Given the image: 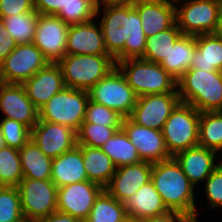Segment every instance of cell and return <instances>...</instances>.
Returning <instances> with one entry per match:
<instances>
[{"label": "cell", "mask_w": 222, "mask_h": 222, "mask_svg": "<svg viewBox=\"0 0 222 222\" xmlns=\"http://www.w3.org/2000/svg\"><path fill=\"white\" fill-rule=\"evenodd\" d=\"M102 8L104 10H102ZM97 7L96 15L103 11L99 21L108 54L115 63L131 58H142L146 48V35L137 9L131 5Z\"/></svg>", "instance_id": "cell-1"}, {"label": "cell", "mask_w": 222, "mask_h": 222, "mask_svg": "<svg viewBox=\"0 0 222 222\" xmlns=\"http://www.w3.org/2000/svg\"><path fill=\"white\" fill-rule=\"evenodd\" d=\"M151 181L169 210L197 221L195 187L174 157L152 164Z\"/></svg>", "instance_id": "cell-2"}, {"label": "cell", "mask_w": 222, "mask_h": 222, "mask_svg": "<svg viewBox=\"0 0 222 222\" xmlns=\"http://www.w3.org/2000/svg\"><path fill=\"white\" fill-rule=\"evenodd\" d=\"M181 102L199 112L222 111V72L190 68L177 81Z\"/></svg>", "instance_id": "cell-3"}, {"label": "cell", "mask_w": 222, "mask_h": 222, "mask_svg": "<svg viewBox=\"0 0 222 222\" xmlns=\"http://www.w3.org/2000/svg\"><path fill=\"white\" fill-rule=\"evenodd\" d=\"M137 97L178 92L177 81L160 66L142 58L116 63Z\"/></svg>", "instance_id": "cell-4"}, {"label": "cell", "mask_w": 222, "mask_h": 222, "mask_svg": "<svg viewBox=\"0 0 222 222\" xmlns=\"http://www.w3.org/2000/svg\"><path fill=\"white\" fill-rule=\"evenodd\" d=\"M68 88L89 91L116 67L110 55H69L58 63Z\"/></svg>", "instance_id": "cell-5"}, {"label": "cell", "mask_w": 222, "mask_h": 222, "mask_svg": "<svg viewBox=\"0 0 222 222\" xmlns=\"http://www.w3.org/2000/svg\"><path fill=\"white\" fill-rule=\"evenodd\" d=\"M200 112L180 102L166 120L161 132L171 157L198 145Z\"/></svg>", "instance_id": "cell-6"}, {"label": "cell", "mask_w": 222, "mask_h": 222, "mask_svg": "<svg viewBox=\"0 0 222 222\" xmlns=\"http://www.w3.org/2000/svg\"><path fill=\"white\" fill-rule=\"evenodd\" d=\"M88 91L65 87L39 109V119L66 125L76 132L84 121Z\"/></svg>", "instance_id": "cell-7"}, {"label": "cell", "mask_w": 222, "mask_h": 222, "mask_svg": "<svg viewBox=\"0 0 222 222\" xmlns=\"http://www.w3.org/2000/svg\"><path fill=\"white\" fill-rule=\"evenodd\" d=\"M220 4L221 0H186L175 5L177 27L189 36L218 33Z\"/></svg>", "instance_id": "cell-8"}, {"label": "cell", "mask_w": 222, "mask_h": 222, "mask_svg": "<svg viewBox=\"0 0 222 222\" xmlns=\"http://www.w3.org/2000/svg\"><path fill=\"white\" fill-rule=\"evenodd\" d=\"M89 100L129 117L136 104L137 96L123 73L116 66L99 80L89 91Z\"/></svg>", "instance_id": "cell-9"}, {"label": "cell", "mask_w": 222, "mask_h": 222, "mask_svg": "<svg viewBox=\"0 0 222 222\" xmlns=\"http://www.w3.org/2000/svg\"><path fill=\"white\" fill-rule=\"evenodd\" d=\"M17 188L26 222H36L57 211L58 188L50 179L23 178Z\"/></svg>", "instance_id": "cell-10"}, {"label": "cell", "mask_w": 222, "mask_h": 222, "mask_svg": "<svg viewBox=\"0 0 222 222\" xmlns=\"http://www.w3.org/2000/svg\"><path fill=\"white\" fill-rule=\"evenodd\" d=\"M48 64L49 61L34 43L18 44L0 64V80L22 84Z\"/></svg>", "instance_id": "cell-11"}, {"label": "cell", "mask_w": 222, "mask_h": 222, "mask_svg": "<svg viewBox=\"0 0 222 222\" xmlns=\"http://www.w3.org/2000/svg\"><path fill=\"white\" fill-rule=\"evenodd\" d=\"M69 26L56 15H38L33 43L49 63H58L66 55Z\"/></svg>", "instance_id": "cell-12"}, {"label": "cell", "mask_w": 222, "mask_h": 222, "mask_svg": "<svg viewBox=\"0 0 222 222\" xmlns=\"http://www.w3.org/2000/svg\"><path fill=\"white\" fill-rule=\"evenodd\" d=\"M180 102L178 92L140 96L129 118L140 126L161 131Z\"/></svg>", "instance_id": "cell-13"}, {"label": "cell", "mask_w": 222, "mask_h": 222, "mask_svg": "<svg viewBox=\"0 0 222 222\" xmlns=\"http://www.w3.org/2000/svg\"><path fill=\"white\" fill-rule=\"evenodd\" d=\"M103 190L100 185L89 180L60 187L58 188L57 211L84 222L95 199Z\"/></svg>", "instance_id": "cell-14"}, {"label": "cell", "mask_w": 222, "mask_h": 222, "mask_svg": "<svg viewBox=\"0 0 222 222\" xmlns=\"http://www.w3.org/2000/svg\"><path fill=\"white\" fill-rule=\"evenodd\" d=\"M31 139L48 157L54 159L77 145V133L66 125L38 119L31 129Z\"/></svg>", "instance_id": "cell-15"}, {"label": "cell", "mask_w": 222, "mask_h": 222, "mask_svg": "<svg viewBox=\"0 0 222 222\" xmlns=\"http://www.w3.org/2000/svg\"><path fill=\"white\" fill-rule=\"evenodd\" d=\"M121 128L136 147L142 161L153 164L171 158L161 131L140 126L129 117L123 118Z\"/></svg>", "instance_id": "cell-16"}, {"label": "cell", "mask_w": 222, "mask_h": 222, "mask_svg": "<svg viewBox=\"0 0 222 222\" xmlns=\"http://www.w3.org/2000/svg\"><path fill=\"white\" fill-rule=\"evenodd\" d=\"M0 110L5 114L3 118L21 122L30 129L39 119V110L27 97L22 84H1Z\"/></svg>", "instance_id": "cell-17"}, {"label": "cell", "mask_w": 222, "mask_h": 222, "mask_svg": "<svg viewBox=\"0 0 222 222\" xmlns=\"http://www.w3.org/2000/svg\"><path fill=\"white\" fill-rule=\"evenodd\" d=\"M151 173L152 163L146 161L119 167L104 190L124 203L140 187L151 180Z\"/></svg>", "instance_id": "cell-18"}, {"label": "cell", "mask_w": 222, "mask_h": 222, "mask_svg": "<svg viewBox=\"0 0 222 222\" xmlns=\"http://www.w3.org/2000/svg\"><path fill=\"white\" fill-rule=\"evenodd\" d=\"M27 97L39 110L49 99L63 90L64 83L61 69L57 63H49L31 78L22 83Z\"/></svg>", "instance_id": "cell-19"}, {"label": "cell", "mask_w": 222, "mask_h": 222, "mask_svg": "<svg viewBox=\"0 0 222 222\" xmlns=\"http://www.w3.org/2000/svg\"><path fill=\"white\" fill-rule=\"evenodd\" d=\"M95 19L69 26L66 54L109 55L103 38L102 28Z\"/></svg>", "instance_id": "cell-20"}, {"label": "cell", "mask_w": 222, "mask_h": 222, "mask_svg": "<svg viewBox=\"0 0 222 222\" xmlns=\"http://www.w3.org/2000/svg\"><path fill=\"white\" fill-rule=\"evenodd\" d=\"M133 6L138 11L146 37L169 29L176 23L175 4L171 2L162 0H136Z\"/></svg>", "instance_id": "cell-21"}, {"label": "cell", "mask_w": 222, "mask_h": 222, "mask_svg": "<svg viewBox=\"0 0 222 222\" xmlns=\"http://www.w3.org/2000/svg\"><path fill=\"white\" fill-rule=\"evenodd\" d=\"M219 154L212 149L197 145L179 152L174 156L182 171L196 188L197 183L205 181L220 164L216 160Z\"/></svg>", "instance_id": "cell-22"}, {"label": "cell", "mask_w": 222, "mask_h": 222, "mask_svg": "<svg viewBox=\"0 0 222 222\" xmlns=\"http://www.w3.org/2000/svg\"><path fill=\"white\" fill-rule=\"evenodd\" d=\"M50 180L57 188L88 180L80 145L52 160Z\"/></svg>", "instance_id": "cell-23"}, {"label": "cell", "mask_w": 222, "mask_h": 222, "mask_svg": "<svg viewBox=\"0 0 222 222\" xmlns=\"http://www.w3.org/2000/svg\"><path fill=\"white\" fill-rule=\"evenodd\" d=\"M124 207L127 217L137 220H143L170 211L151 180L131 195L124 202Z\"/></svg>", "instance_id": "cell-24"}, {"label": "cell", "mask_w": 222, "mask_h": 222, "mask_svg": "<svg viewBox=\"0 0 222 222\" xmlns=\"http://www.w3.org/2000/svg\"><path fill=\"white\" fill-rule=\"evenodd\" d=\"M191 68L222 72V34L196 36V50Z\"/></svg>", "instance_id": "cell-25"}, {"label": "cell", "mask_w": 222, "mask_h": 222, "mask_svg": "<svg viewBox=\"0 0 222 222\" xmlns=\"http://www.w3.org/2000/svg\"><path fill=\"white\" fill-rule=\"evenodd\" d=\"M195 50L196 36L182 34L161 61L160 66L178 81L191 68Z\"/></svg>", "instance_id": "cell-26"}, {"label": "cell", "mask_w": 222, "mask_h": 222, "mask_svg": "<svg viewBox=\"0 0 222 222\" xmlns=\"http://www.w3.org/2000/svg\"><path fill=\"white\" fill-rule=\"evenodd\" d=\"M80 149L82 150V158L88 180L100 185L104 189L117 167L101 148L80 146Z\"/></svg>", "instance_id": "cell-27"}, {"label": "cell", "mask_w": 222, "mask_h": 222, "mask_svg": "<svg viewBox=\"0 0 222 222\" xmlns=\"http://www.w3.org/2000/svg\"><path fill=\"white\" fill-rule=\"evenodd\" d=\"M19 153L24 178L36 180L51 178L53 159L46 156L32 139L19 149Z\"/></svg>", "instance_id": "cell-28"}, {"label": "cell", "mask_w": 222, "mask_h": 222, "mask_svg": "<svg viewBox=\"0 0 222 222\" xmlns=\"http://www.w3.org/2000/svg\"><path fill=\"white\" fill-rule=\"evenodd\" d=\"M117 168L141 162L136 147L121 128L100 147Z\"/></svg>", "instance_id": "cell-29"}, {"label": "cell", "mask_w": 222, "mask_h": 222, "mask_svg": "<svg viewBox=\"0 0 222 222\" xmlns=\"http://www.w3.org/2000/svg\"><path fill=\"white\" fill-rule=\"evenodd\" d=\"M198 145L222 153V111L200 112Z\"/></svg>", "instance_id": "cell-30"}, {"label": "cell", "mask_w": 222, "mask_h": 222, "mask_svg": "<svg viewBox=\"0 0 222 222\" xmlns=\"http://www.w3.org/2000/svg\"><path fill=\"white\" fill-rule=\"evenodd\" d=\"M126 218L124 203L103 190L84 222H123Z\"/></svg>", "instance_id": "cell-31"}, {"label": "cell", "mask_w": 222, "mask_h": 222, "mask_svg": "<svg viewBox=\"0 0 222 222\" xmlns=\"http://www.w3.org/2000/svg\"><path fill=\"white\" fill-rule=\"evenodd\" d=\"M181 35L182 32L175 23L171 28L147 37L146 48L142 59L160 64Z\"/></svg>", "instance_id": "cell-32"}, {"label": "cell", "mask_w": 222, "mask_h": 222, "mask_svg": "<svg viewBox=\"0 0 222 222\" xmlns=\"http://www.w3.org/2000/svg\"><path fill=\"white\" fill-rule=\"evenodd\" d=\"M38 15L39 13L34 10L3 18L5 28L17 44L33 43Z\"/></svg>", "instance_id": "cell-33"}, {"label": "cell", "mask_w": 222, "mask_h": 222, "mask_svg": "<svg viewBox=\"0 0 222 222\" xmlns=\"http://www.w3.org/2000/svg\"><path fill=\"white\" fill-rule=\"evenodd\" d=\"M23 178L19 150L8 146L0 149V186L17 187Z\"/></svg>", "instance_id": "cell-34"}, {"label": "cell", "mask_w": 222, "mask_h": 222, "mask_svg": "<svg viewBox=\"0 0 222 222\" xmlns=\"http://www.w3.org/2000/svg\"><path fill=\"white\" fill-rule=\"evenodd\" d=\"M95 0H67L56 14L68 25L85 23L93 20L97 15Z\"/></svg>", "instance_id": "cell-35"}, {"label": "cell", "mask_w": 222, "mask_h": 222, "mask_svg": "<svg viewBox=\"0 0 222 222\" xmlns=\"http://www.w3.org/2000/svg\"><path fill=\"white\" fill-rule=\"evenodd\" d=\"M121 126H104L93 123H82L77 133V144L100 148Z\"/></svg>", "instance_id": "cell-36"}, {"label": "cell", "mask_w": 222, "mask_h": 222, "mask_svg": "<svg viewBox=\"0 0 222 222\" xmlns=\"http://www.w3.org/2000/svg\"><path fill=\"white\" fill-rule=\"evenodd\" d=\"M0 222H26L17 187L0 186Z\"/></svg>", "instance_id": "cell-37"}, {"label": "cell", "mask_w": 222, "mask_h": 222, "mask_svg": "<svg viewBox=\"0 0 222 222\" xmlns=\"http://www.w3.org/2000/svg\"><path fill=\"white\" fill-rule=\"evenodd\" d=\"M0 128L8 147L19 150L31 139V129L21 122L2 118Z\"/></svg>", "instance_id": "cell-38"}, {"label": "cell", "mask_w": 222, "mask_h": 222, "mask_svg": "<svg viewBox=\"0 0 222 222\" xmlns=\"http://www.w3.org/2000/svg\"><path fill=\"white\" fill-rule=\"evenodd\" d=\"M123 116L106 106L88 101L83 123H93L104 126H122Z\"/></svg>", "instance_id": "cell-39"}, {"label": "cell", "mask_w": 222, "mask_h": 222, "mask_svg": "<svg viewBox=\"0 0 222 222\" xmlns=\"http://www.w3.org/2000/svg\"><path fill=\"white\" fill-rule=\"evenodd\" d=\"M205 192L210 208H222V164L220 163L205 180Z\"/></svg>", "instance_id": "cell-40"}, {"label": "cell", "mask_w": 222, "mask_h": 222, "mask_svg": "<svg viewBox=\"0 0 222 222\" xmlns=\"http://www.w3.org/2000/svg\"><path fill=\"white\" fill-rule=\"evenodd\" d=\"M33 0H0V18L34 11Z\"/></svg>", "instance_id": "cell-41"}, {"label": "cell", "mask_w": 222, "mask_h": 222, "mask_svg": "<svg viewBox=\"0 0 222 222\" xmlns=\"http://www.w3.org/2000/svg\"><path fill=\"white\" fill-rule=\"evenodd\" d=\"M17 45L16 41L5 28L4 20L0 18V64Z\"/></svg>", "instance_id": "cell-42"}, {"label": "cell", "mask_w": 222, "mask_h": 222, "mask_svg": "<svg viewBox=\"0 0 222 222\" xmlns=\"http://www.w3.org/2000/svg\"><path fill=\"white\" fill-rule=\"evenodd\" d=\"M67 0H33L34 9L39 14L56 15L62 7H65Z\"/></svg>", "instance_id": "cell-43"}, {"label": "cell", "mask_w": 222, "mask_h": 222, "mask_svg": "<svg viewBox=\"0 0 222 222\" xmlns=\"http://www.w3.org/2000/svg\"><path fill=\"white\" fill-rule=\"evenodd\" d=\"M191 220L178 211H168L164 214L140 220V222H190Z\"/></svg>", "instance_id": "cell-44"}, {"label": "cell", "mask_w": 222, "mask_h": 222, "mask_svg": "<svg viewBox=\"0 0 222 222\" xmlns=\"http://www.w3.org/2000/svg\"><path fill=\"white\" fill-rule=\"evenodd\" d=\"M36 222H81L79 219L59 211H55L50 215L43 217Z\"/></svg>", "instance_id": "cell-45"}, {"label": "cell", "mask_w": 222, "mask_h": 222, "mask_svg": "<svg viewBox=\"0 0 222 222\" xmlns=\"http://www.w3.org/2000/svg\"><path fill=\"white\" fill-rule=\"evenodd\" d=\"M136 0H95L97 7L117 6V5H131Z\"/></svg>", "instance_id": "cell-46"}, {"label": "cell", "mask_w": 222, "mask_h": 222, "mask_svg": "<svg viewBox=\"0 0 222 222\" xmlns=\"http://www.w3.org/2000/svg\"><path fill=\"white\" fill-rule=\"evenodd\" d=\"M218 33L222 34V0H221V4H220L219 32Z\"/></svg>", "instance_id": "cell-47"}, {"label": "cell", "mask_w": 222, "mask_h": 222, "mask_svg": "<svg viewBox=\"0 0 222 222\" xmlns=\"http://www.w3.org/2000/svg\"><path fill=\"white\" fill-rule=\"evenodd\" d=\"M4 147H6V143H5L4 137L2 135L1 128H0V149H2Z\"/></svg>", "instance_id": "cell-48"}, {"label": "cell", "mask_w": 222, "mask_h": 222, "mask_svg": "<svg viewBox=\"0 0 222 222\" xmlns=\"http://www.w3.org/2000/svg\"><path fill=\"white\" fill-rule=\"evenodd\" d=\"M123 222H140V220H137L135 218L127 217Z\"/></svg>", "instance_id": "cell-49"}, {"label": "cell", "mask_w": 222, "mask_h": 222, "mask_svg": "<svg viewBox=\"0 0 222 222\" xmlns=\"http://www.w3.org/2000/svg\"><path fill=\"white\" fill-rule=\"evenodd\" d=\"M162 1H167V2L174 3V4H176V2H177V3L180 4V2H181V1H184V0H162ZM172 1H173V2H172Z\"/></svg>", "instance_id": "cell-50"}]
</instances>
